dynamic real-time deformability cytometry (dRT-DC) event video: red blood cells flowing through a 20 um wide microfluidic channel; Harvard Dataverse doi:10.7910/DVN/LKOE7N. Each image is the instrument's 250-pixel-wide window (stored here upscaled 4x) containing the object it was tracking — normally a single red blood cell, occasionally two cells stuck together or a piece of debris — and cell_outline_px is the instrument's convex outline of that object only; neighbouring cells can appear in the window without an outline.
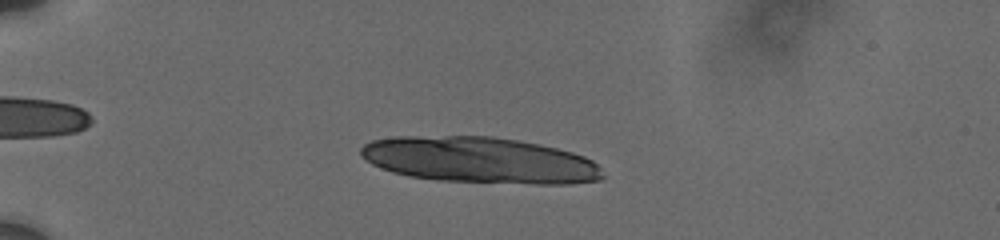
{"species": "human", "species_latin": "Homo sapiens", "temperature_condition": "cold", "stored_images_in_passage": 33, "camera_frame_rate_fps": 3000, "um_per_image_px": 0.085, "donor": {"sex": "male"}, "frame": {"image": 1, "passage_image": 8, "time_ms": 2.333, "image_size_px": [1000, 240], "cell_outline_px": [[604, 180], [568, 184], [536, 184], [440, 180], [408, 176], [392, 172], [380, 168], [372, 164], [360, 156], [360, 148], [364, 144], [372, 140], [396, 136], [492, 136], [516, 140], [556, 148], [572, 152], [584, 156], [592, 160], [600, 168], [604, 176]], "centroid_in_image_um": [40.77, 13.61], "position_along_channel_um": 44.2, "area_um2": 65.08}}
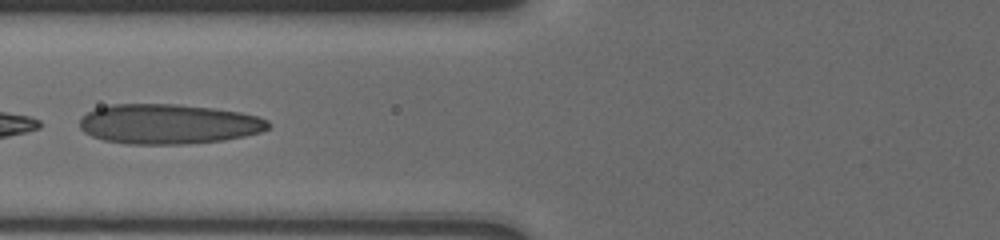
{"frame": {"image": 2, "passage_image": 16, "time_ms": 5.667, "image_size_px": [1000, 240], "cell_outline_px": [[268, 128], [260, 132], [244, 136], [224, 140], [188, 144], [128, 144], [104, 140], [92, 136], [84, 132], [80, 128], [80, 120], [88, 112], [96, 108], [112, 104], [180, 104], [212, 108], [240, 112], [256, 116], [268, 120]], "centroid_in_image_um": [14.3, 10.54], "position_along_channel_um": 111.5, "area_um2": 43.81}}
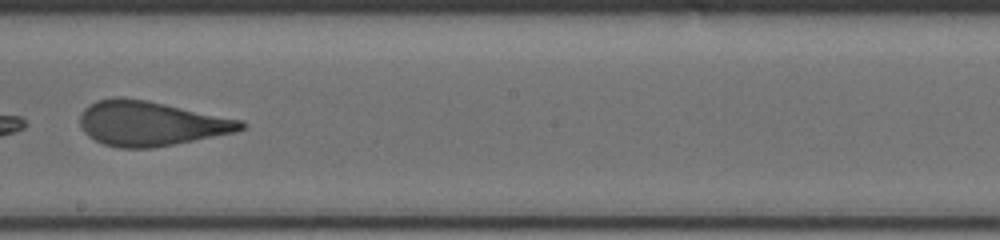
{"frame": {"image": 3, "passage_image": 20, "time_ms": 9.0, "image_size_px": [1000, 240], "cell_outline_px": [[248, 124], [244, 128], [236, 132], [152, 148], [116, 148], [104, 144], [88, 136], [84, 132], [80, 124], [80, 116], [84, 108], [88, 104], [96, 100], [116, 96], [120, 96], [148, 100], [244, 120]], "centroid_in_image_um": [12.81, 10.48], "position_along_channel_um": 235.4, "area_um2": 42.25}}